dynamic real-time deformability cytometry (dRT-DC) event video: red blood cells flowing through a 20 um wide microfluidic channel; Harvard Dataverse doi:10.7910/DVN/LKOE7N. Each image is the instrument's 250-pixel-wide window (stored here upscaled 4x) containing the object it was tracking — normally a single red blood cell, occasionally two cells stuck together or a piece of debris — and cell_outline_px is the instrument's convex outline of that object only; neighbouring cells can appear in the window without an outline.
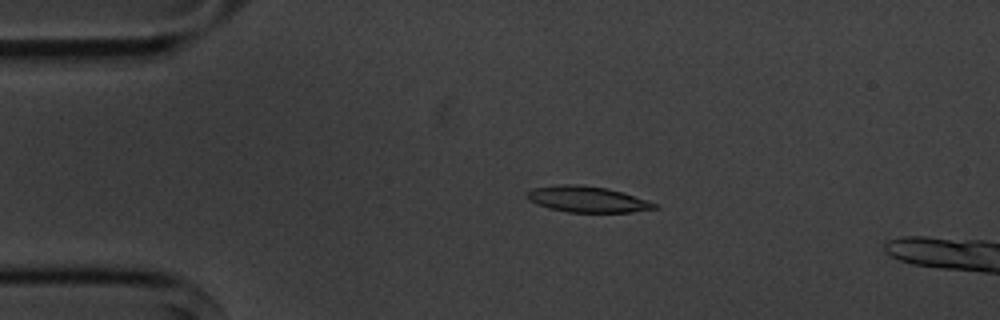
{"species": "common noctule bat (a hibernating species)", "species_latin": "Nyctalus noctula", "temperature_condition": "cold", "stored_images_in_passage": 3, "camera_frame_rate_fps": 3000, "um_per_image_px": 0.085, "animal": {"sex": "male", "body_mass_g": 20.1, "forearm_length_mm": 53.5}, "frame": {"image": 1, "passage_image": 2, "time_ms": 1.333, "image_size_px": [1000, 320], "cell_outline_px": [[660, 208], [632, 212], [568, 212], [548, 208], [536, 204], [528, 200], [528, 192], [532, 188], [560, 184], [580, 184], [608, 188], [656, 204]], "centroid_in_image_um": [49.87, 16.94], "position_along_channel_um": 35.1, "area_um2": 19.13}}